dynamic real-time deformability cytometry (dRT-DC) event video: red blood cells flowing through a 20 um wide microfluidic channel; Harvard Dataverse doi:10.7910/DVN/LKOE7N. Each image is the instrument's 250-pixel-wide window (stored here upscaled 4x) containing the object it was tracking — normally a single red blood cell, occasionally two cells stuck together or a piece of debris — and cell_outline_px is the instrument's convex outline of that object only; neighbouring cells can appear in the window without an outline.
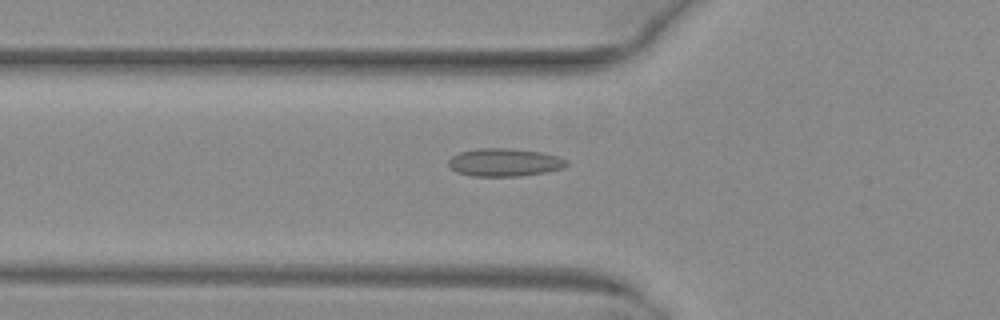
{"species": "common noctule bat (a hibernating species)", "species_latin": "Nyctalus noctula", "temperature_condition": "warm", "stored_images_in_passage": 47, "camera_frame_rate_fps": 3000, "um_per_image_px": 0.085, "animal": {"sex": "female", "body_mass_g": 29.2, "forearm_length_mm": 56.3}, "frame": {"image": 1, "passage_image": 20, "time_ms": 6.333, "image_size_px": [1000, 320], "cell_outline_px": [[568, 164], [564, 168], [548, 172], [520, 176], [472, 176], [456, 172], [448, 164], [448, 160], [452, 156], [460, 152], [476, 148], [512, 148], [540, 152], [556, 156], [568, 160]], "centroid_in_image_um": [42.89, 13.8], "position_along_channel_um": 82.9, "area_um2": 19.36}}
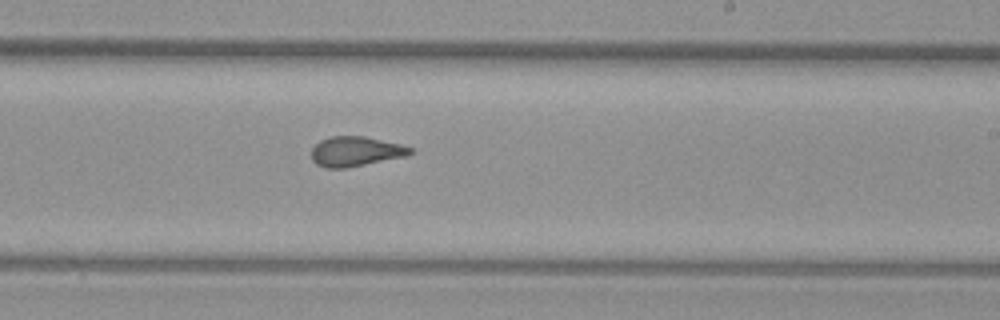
{"frame": {"image": 2, "passage_image": 33, "time_ms": 10.667, "image_size_px": [1000, 320], "cell_outline_px": [[412, 152], [408, 156], [344, 168], [324, 168], [316, 164], [312, 160], [312, 148], [320, 140], [332, 136], [364, 136], [400, 144], [412, 148]], "centroid_in_image_um": [30.21, 12.87], "position_along_channel_um": 258.8, "area_um2": 17.11}}
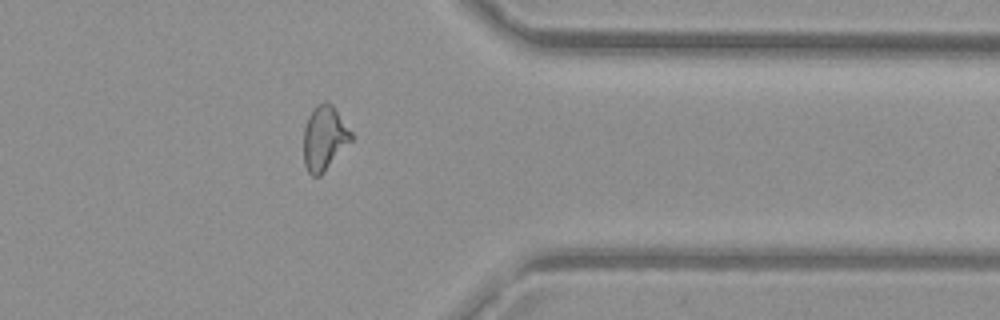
{"frame": {"image": 3, "passage_image": 43, "time_ms": 14.0, "image_size_px": [1000, 320], "cell_outline_px": [[352, 140], [324, 172], [320, 176], [312, 176], [308, 172], [304, 164], [304, 128], [308, 116], [316, 104], [324, 100], [328, 100], [332, 104], [352, 132]], "centroid_in_image_um": [27.56, 11.71], "position_along_channel_um": 383.8, "area_um2": 17.98}, "authors_computed_cell_mechanics": {"area_um2": 17.9758, "velocity_mm_per_s": 4.0438, "shape_relaxation_time_tau1_ms": null, "shape_relaxation_time_tau2_ms": 0.7051, "deformation_change_tau1": null, "deformation_change_tau2": 0.0647}}